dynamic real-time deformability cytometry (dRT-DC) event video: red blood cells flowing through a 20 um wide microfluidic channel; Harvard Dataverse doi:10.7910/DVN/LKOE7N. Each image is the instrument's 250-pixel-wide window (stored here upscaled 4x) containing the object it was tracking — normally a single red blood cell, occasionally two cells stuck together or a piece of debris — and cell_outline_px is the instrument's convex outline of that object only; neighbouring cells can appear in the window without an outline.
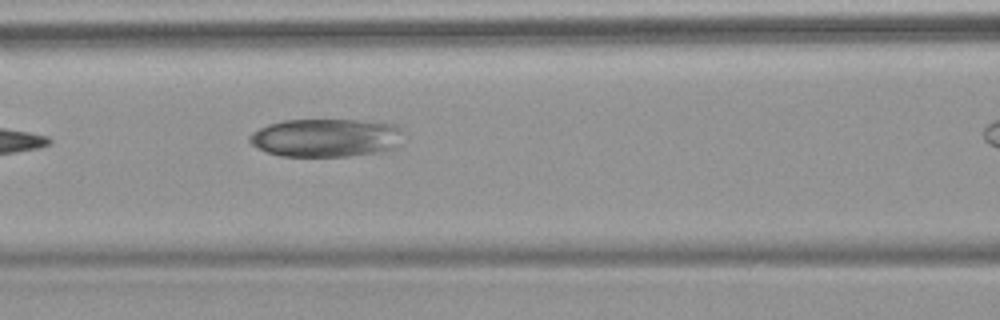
{"species": "common noctule bat (a hibernating species)", "species_latin": "Nyctalus noctula", "temperature_condition": "warm", "stored_images_in_passage": 6, "camera_frame_rate_fps": 3000, "um_per_image_px": 0.085, "animal": {"sex": "female", "body_mass_g": 18.4}, "frame": {"image": 1, "passage_image": 5, "time_ms": 5.667, "image_size_px": [1000, 320], "cell_outline_px": [[400, 132], [392, 148], [376, 152], [348, 156], [280, 156], [256, 148], [248, 140], [248, 136], [252, 132], [268, 124], [284, 120], [356, 120], [400, 124]], "centroid_in_image_um": [27.61, 11.7], "position_along_channel_um": 139.0, "area_um2": 33.93}}